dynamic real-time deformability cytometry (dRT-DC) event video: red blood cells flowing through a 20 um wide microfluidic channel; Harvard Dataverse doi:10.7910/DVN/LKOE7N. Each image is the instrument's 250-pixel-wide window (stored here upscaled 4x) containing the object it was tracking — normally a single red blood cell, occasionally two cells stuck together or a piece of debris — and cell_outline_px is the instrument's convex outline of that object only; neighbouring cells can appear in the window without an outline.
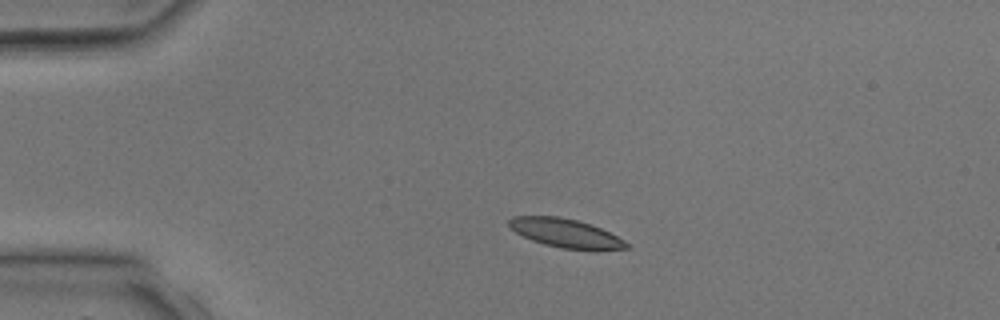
{"species": "common noctule bat (a hibernating species)", "species_latin": "Nyctalus noctula", "temperature_condition": "room temperature", "stored_images_in_passage": 2, "camera_frame_rate_fps": 3000, "um_per_image_px": 0.085, "animal": {"sex": "male", "body_mass_g": 17.9, "forearm_length_mm": 54.2}, "frame": {"image": 1, "passage_image": 1, "time_ms": 0.0, "image_size_px": [1000, 320], "cell_outline_px": [[628, 248], [596, 252], [560, 248], [544, 244], [532, 240], [516, 232], [508, 224], [508, 220], [512, 216], [560, 216], [576, 220], [600, 228], [624, 240], [628, 244]], "centroid_in_image_um": [48.11, 19.85], "position_along_channel_um": 36.9, "area_um2": 19.88}}